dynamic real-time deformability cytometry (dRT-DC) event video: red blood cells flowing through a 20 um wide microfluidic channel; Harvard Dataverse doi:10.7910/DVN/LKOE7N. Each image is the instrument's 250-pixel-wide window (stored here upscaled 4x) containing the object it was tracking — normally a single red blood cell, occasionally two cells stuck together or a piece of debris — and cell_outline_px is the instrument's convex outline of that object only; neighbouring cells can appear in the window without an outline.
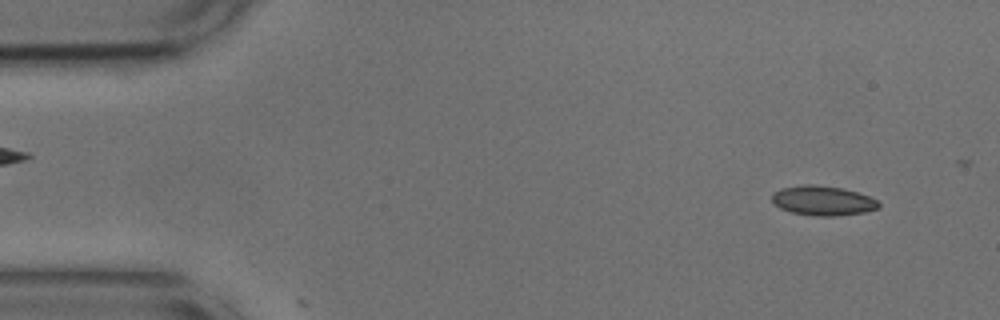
{"species": "common noctule bat (a hibernating species)", "species_latin": "Nyctalus noctula", "temperature_condition": "cold", "stored_images_in_passage": 39, "camera_frame_rate_fps": 3000, "um_per_image_px": 0.085, "animal": {"sex": "male", "body_mass_g": 17.9, "forearm_length_mm": 54.2}, "frame": {"image": 1, "passage_image": 3, "time_ms": 0.667, "image_size_px": [1000, 320], "cell_outline_px": [[880, 208], [864, 212], [836, 216], [816, 216], [792, 212], [780, 208], [772, 200], [772, 192], [780, 188], [804, 184], [812, 184], [844, 188], [868, 196], [876, 200], [880, 204]], "centroid_in_image_um": [69.93, 17.05], "position_along_channel_um": 15.1, "area_um2": 18.44}}
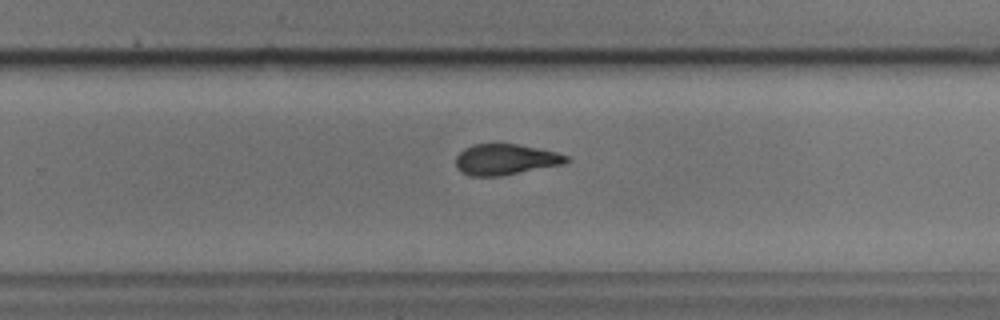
{"frame": {"image": 2, "passage_image": 19, "time_ms": 6.0, "image_size_px": [1000, 320], "cell_outline_px": [[572, 160], [564, 164], [500, 176], [472, 176], [460, 172], [456, 168], [456, 156], [464, 148], [472, 144], [516, 144], [556, 152], [568, 156]], "centroid_in_image_um": [42.95, 13.56], "position_along_channel_um": 286.8, "area_um2": 19.88}}
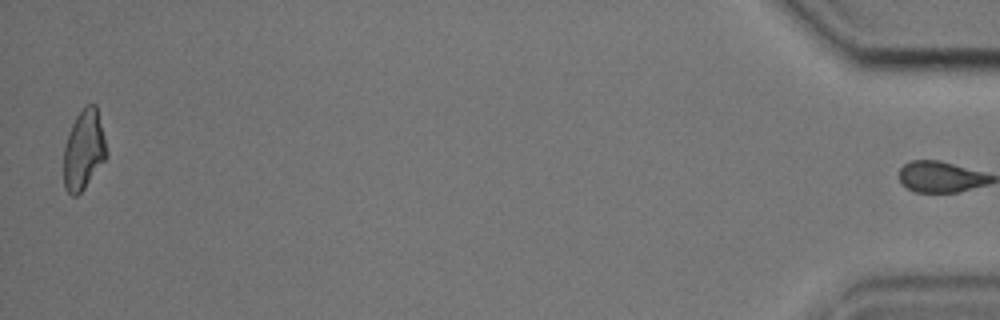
{"frame": {"image": 3, "passage_image": 38, "time_ms": 12.333, "image_size_px": [1000, 320], "cell_outline_px": [[108, 156], [84, 188], [76, 196], [72, 196], [64, 188], [64, 148], [68, 132], [76, 116], [88, 104], [96, 104], [108, 152]], "centroid_in_image_um": [7.12, 12.75], "position_along_channel_um": 428.1, "area_um2": 19.83}, "authors_computed_cell_mechanics": {"area_um2": 20.23, "velocity_mm_per_s": 3.6959, "shape_relaxation_time_tau1_ms": 3.9862, "shape_relaxation_time_tau2_ms": 2.1628, "deformation_change_tau1": 0.1188, "deformation_change_tau2": 0.0762}}